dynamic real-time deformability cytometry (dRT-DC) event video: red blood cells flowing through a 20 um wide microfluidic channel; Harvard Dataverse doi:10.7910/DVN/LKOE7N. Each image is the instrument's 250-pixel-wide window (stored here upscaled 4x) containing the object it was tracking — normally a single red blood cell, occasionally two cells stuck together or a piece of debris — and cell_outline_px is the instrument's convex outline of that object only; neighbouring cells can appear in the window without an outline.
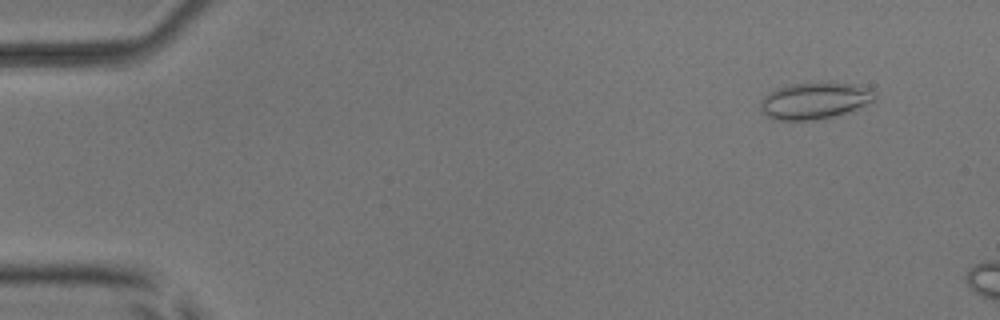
{"species": "common noctule bat (a hibernating species)", "species_latin": "Nyctalus noctula", "temperature_condition": "room temperature", "stored_images_in_passage": 8, "camera_frame_rate_fps": 3000, "um_per_image_px": 0.085, "animal": {"sex": "male", "body_mass_g": 17.9, "forearm_length_mm": 54.2}, "frame": {"image": 1, "passage_image": 3, "time_ms": 0.667, "image_size_px": [1000, 320], "cell_outline_px": [[876, 96], [872, 100], [856, 108], [832, 116], [812, 120], [772, 120], [760, 112], [760, 100], [768, 92], [776, 88], [788, 84], [828, 80], [832, 80], [856, 84], [872, 88], [876, 92]], "centroid_in_image_um": [69.2, 8.5], "position_along_channel_um": 15.8, "area_um2": 25.09}}